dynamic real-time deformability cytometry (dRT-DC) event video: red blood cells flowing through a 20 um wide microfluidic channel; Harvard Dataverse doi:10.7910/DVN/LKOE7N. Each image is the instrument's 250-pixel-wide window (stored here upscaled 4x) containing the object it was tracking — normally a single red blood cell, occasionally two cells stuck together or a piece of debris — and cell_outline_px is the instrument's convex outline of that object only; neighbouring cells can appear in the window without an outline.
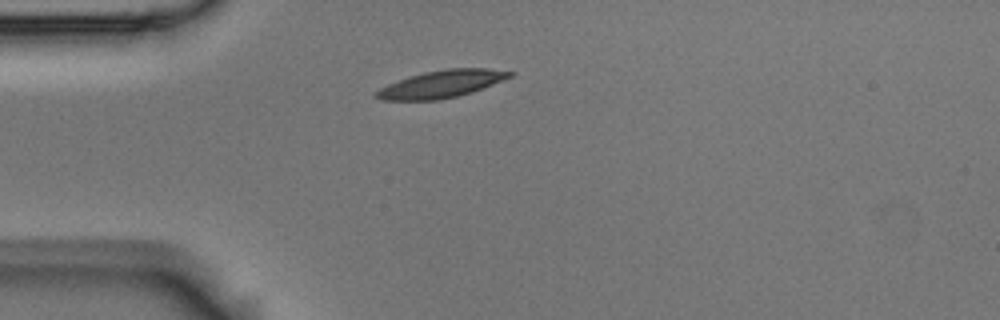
{"species": "Egyptian fruit bat (a non-hibernating species)", "species_latin": "Rousettus aegyptiacus", "temperature_condition": "room temperature", "stored_images_in_passage": 2, "segment_of_instrument_passage": [1, 2], "camera_frame_rate_fps": 3000, "um_per_image_px": 0.085, "animal": {"sex": "male"}, "frame": {"image": 1, "passage_image": 1, "time_ms": 0.0, "image_size_px": [1000, 320], "cell_outline_px": [[516, 72], [512, 76], [472, 92], [440, 100], [380, 100], [372, 96], [372, 92], [388, 84], [408, 76], [424, 72], [448, 68], [488, 68]], "centroid_in_image_um": [37.47, 7.14], "position_along_channel_um": 47.5, "area_um2": 21.39}}